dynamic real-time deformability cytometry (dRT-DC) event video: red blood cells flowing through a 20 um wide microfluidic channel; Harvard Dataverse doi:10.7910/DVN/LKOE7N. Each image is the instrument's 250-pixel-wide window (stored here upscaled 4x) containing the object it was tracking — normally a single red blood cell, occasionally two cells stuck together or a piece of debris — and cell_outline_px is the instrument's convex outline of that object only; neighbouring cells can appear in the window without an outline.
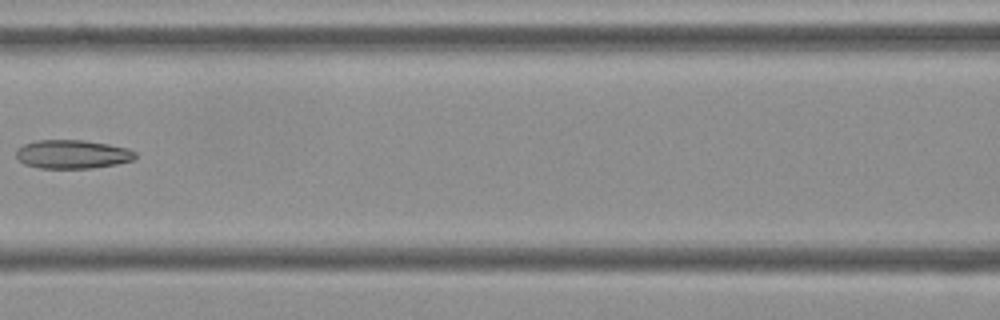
{"species": "Egyptian fruit bat (a non-hibernating species)", "species_latin": "Rousettus aegyptiacus", "temperature_condition": "cold", "stored_images_in_passage": 8, "camera_frame_rate_fps": 3000, "um_per_image_px": 0.085, "frame": {"image": 1, "passage_image": 7, "time_ms": 2.0, "image_size_px": [1000, 320], "cell_outline_px": [[136, 156], [132, 160], [116, 164], [92, 168], [40, 168], [24, 164], [16, 156], [16, 148], [24, 144], [36, 140], [84, 140], [108, 144], [128, 148], [136, 152]], "centroid_in_image_um": [6.14, 13.1], "position_along_channel_um": 160.5, "area_um2": 19.94}}
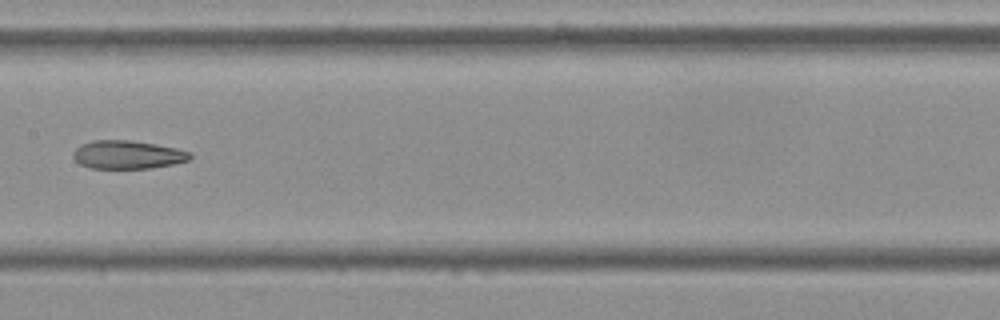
{"frame": {"image": 2, "passage_image": 8, "time_ms": 2.333, "image_size_px": [1000, 320], "cell_outline_px": [[192, 156], [188, 160], [172, 164], [148, 168], [88, 168], [80, 164], [72, 156], [72, 152], [80, 144], [92, 140], [132, 140], [156, 144], [176, 148], [188, 152]], "centroid_in_image_um": [10.78, 13.14], "position_along_channel_um": 196.6, "area_um2": 19.25}}